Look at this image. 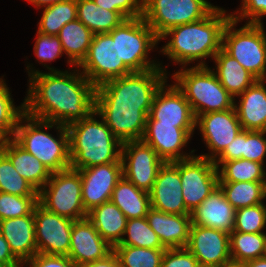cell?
I'll use <instances>...</instances> for the list:
<instances>
[{"instance_id": "cell-1", "label": "cell", "mask_w": 266, "mask_h": 267, "mask_svg": "<svg viewBox=\"0 0 266 267\" xmlns=\"http://www.w3.org/2000/svg\"><path fill=\"white\" fill-rule=\"evenodd\" d=\"M26 69L29 88L24 107L28 115L67 126L95 110L96 87L77 66L72 68L73 72L45 73L33 69L30 64Z\"/></svg>"}, {"instance_id": "cell-2", "label": "cell", "mask_w": 266, "mask_h": 267, "mask_svg": "<svg viewBox=\"0 0 266 267\" xmlns=\"http://www.w3.org/2000/svg\"><path fill=\"white\" fill-rule=\"evenodd\" d=\"M226 13L227 10L216 6L199 21L168 29L161 35L159 42L169 36L171 39L159 52L182 67L194 61H199L195 66H207L205 59H213L222 48L223 30L231 18V13Z\"/></svg>"}, {"instance_id": "cell-3", "label": "cell", "mask_w": 266, "mask_h": 267, "mask_svg": "<svg viewBox=\"0 0 266 267\" xmlns=\"http://www.w3.org/2000/svg\"><path fill=\"white\" fill-rule=\"evenodd\" d=\"M98 116L99 119H96ZM72 169H84L121 161L122 143L94 110L86 118L66 126Z\"/></svg>"}, {"instance_id": "cell-4", "label": "cell", "mask_w": 266, "mask_h": 267, "mask_svg": "<svg viewBox=\"0 0 266 267\" xmlns=\"http://www.w3.org/2000/svg\"><path fill=\"white\" fill-rule=\"evenodd\" d=\"M44 128H55L59 133L58 138ZM13 139L52 173L71 167L69 134L64 125L35 118L24 112L18 120Z\"/></svg>"}, {"instance_id": "cell-5", "label": "cell", "mask_w": 266, "mask_h": 267, "mask_svg": "<svg viewBox=\"0 0 266 267\" xmlns=\"http://www.w3.org/2000/svg\"><path fill=\"white\" fill-rule=\"evenodd\" d=\"M176 86L183 92L191 105L195 117L210 112L229 110L235 99L221 85L216 74L208 65L181 67L172 74Z\"/></svg>"}, {"instance_id": "cell-6", "label": "cell", "mask_w": 266, "mask_h": 267, "mask_svg": "<svg viewBox=\"0 0 266 267\" xmlns=\"http://www.w3.org/2000/svg\"><path fill=\"white\" fill-rule=\"evenodd\" d=\"M232 17L224 27L222 48L258 80H266V32L263 24L247 23L235 28Z\"/></svg>"}, {"instance_id": "cell-7", "label": "cell", "mask_w": 266, "mask_h": 267, "mask_svg": "<svg viewBox=\"0 0 266 267\" xmlns=\"http://www.w3.org/2000/svg\"><path fill=\"white\" fill-rule=\"evenodd\" d=\"M167 74L163 68H155L106 81L96 87L95 103L141 104V108H151Z\"/></svg>"}, {"instance_id": "cell-8", "label": "cell", "mask_w": 266, "mask_h": 267, "mask_svg": "<svg viewBox=\"0 0 266 267\" xmlns=\"http://www.w3.org/2000/svg\"><path fill=\"white\" fill-rule=\"evenodd\" d=\"M82 183L79 170L71 167L51 174L38 191V203L49 212L72 220L86 218L82 201Z\"/></svg>"}, {"instance_id": "cell-9", "label": "cell", "mask_w": 266, "mask_h": 267, "mask_svg": "<svg viewBox=\"0 0 266 267\" xmlns=\"http://www.w3.org/2000/svg\"><path fill=\"white\" fill-rule=\"evenodd\" d=\"M158 43L159 38L143 17L126 19L118 26L119 62H123L132 72L162 67L167 72L159 61L148 57Z\"/></svg>"}, {"instance_id": "cell-10", "label": "cell", "mask_w": 266, "mask_h": 267, "mask_svg": "<svg viewBox=\"0 0 266 267\" xmlns=\"http://www.w3.org/2000/svg\"><path fill=\"white\" fill-rule=\"evenodd\" d=\"M77 68L95 87L132 73L119 62L118 26L109 33L94 34L87 55Z\"/></svg>"}, {"instance_id": "cell-11", "label": "cell", "mask_w": 266, "mask_h": 267, "mask_svg": "<svg viewBox=\"0 0 266 267\" xmlns=\"http://www.w3.org/2000/svg\"><path fill=\"white\" fill-rule=\"evenodd\" d=\"M215 7L207 0H143L142 17L160 38L172 27L203 19Z\"/></svg>"}, {"instance_id": "cell-12", "label": "cell", "mask_w": 266, "mask_h": 267, "mask_svg": "<svg viewBox=\"0 0 266 267\" xmlns=\"http://www.w3.org/2000/svg\"><path fill=\"white\" fill-rule=\"evenodd\" d=\"M172 163L179 169L183 200L191 213L219 186L217 167L197 154Z\"/></svg>"}, {"instance_id": "cell-13", "label": "cell", "mask_w": 266, "mask_h": 267, "mask_svg": "<svg viewBox=\"0 0 266 267\" xmlns=\"http://www.w3.org/2000/svg\"><path fill=\"white\" fill-rule=\"evenodd\" d=\"M121 161L123 176L137 188L149 192L164 161L143 140L122 143Z\"/></svg>"}, {"instance_id": "cell-14", "label": "cell", "mask_w": 266, "mask_h": 267, "mask_svg": "<svg viewBox=\"0 0 266 267\" xmlns=\"http://www.w3.org/2000/svg\"><path fill=\"white\" fill-rule=\"evenodd\" d=\"M150 110L141 104L95 103V111L121 143L142 140Z\"/></svg>"}, {"instance_id": "cell-15", "label": "cell", "mask_w": 266, "mask_h": 267, "mask_svg": "<svg viewBox=\"0 0 266 267\" xmlns=\"http://www.w3.org/2000/svg\"><path fill=\"white\" fill-rule=\"evenodd\" d=\"M196 129L200 130L202 139L209 149L208 154L199 156L214 161L241 132L235 108L210 112L196 117Z\"/></svg>"}, {"instance_id": "cell-16", "label": "cell", "mask_w": 266, "mask_h": 267, "mask_svg": "<svg viewBox=\"0 0 266 267\" xmlns=\"http://www.w3.org/2000/svg\"><path fill=\"white\" fill-rule=\"evenodd\" d=\"M34 222L38 253L68 256L74 220L49 212L38 203Z\"/></svg>"}, {"instance_id": "cell-17", "label": "cell", "mask_w": 266, "mask_h": 267, "mask_svg": "<svg viewBox=\"0 0 266 267\" xmlns=\"http://www.w3.org/2000/svg\"><path fill=\"white\" fill-rule=\"evenodd\" d=\"M165 81L156 92L146 122L176 124L179 128H195L196 117L191 105L176 84Z\"/></svg>"}, {"instance_id": "cell-18", "label": "cell", "mask_w": 266, "mask_h": 267, "mask_svg": "<svg viewBox=\"0 0 266 267\" xmlns=\"http://www.w3.org/2000/svg\"><path fill=\"white\" fill-rule=\"evenodd\" d=\"M229 237L223 231L191 224L186 248L201 267H223L232 263Z\"/></svg>"}, {"instance_id": "cell-19", "label": "cell", "mask_w": 266, "mask_h": 267, "mask_svg": "<svg viewBox=\"0 0 266 267\" xmlns=\"http://www.w3.org/2000/svg\"><path fill=\"white\" fill-rule=\"evenodd\" d=\"M194 130L196 129L179 128L176 124L146 122L142 140L149 144L164 162H173L194 156L195 150L187 154L182 150L191 140Z\"/></svg>"}, {"instance_id": "cell-20", "label": "cell", "mask_w": 266, "mask_h": 267, "mask_svg": "<svg viewBox=\"0 0 266 267\" xmlns=\"http://www.w3.org/2000/svg\"><path fill=\"white\" fill-rule=\"evenodd\" d=\"M79 172L83 206L88 213L111 200L113 189L123 177V165L122 162H114L79 169Z\"/></svg>"}, {"instance_id": "cell-21", "label": "cell", "mask_w": 266, "mask_h": 267, "mask_svg": "<svg viewBox=\"0 0 266 267\" xmlns=\"http://www.w3.org/2000/svg\"><path fill=\"white\" fill-rule=\"evenodd\" d=\"M149 197L151 207L156 210L168 214L191 215L183 200L179 169L172 162H164L159 168Z\"/></svg>"}, {"instance_id": "cell-22", "label": "cell", "mask_w": 266, "mask_h": 267, "mask_svg": "<svg viewBox=\"0 0 266 267\" xmlns=\"http://www.w3.org/2000/svg\"><path fill=\"white\" fill-rule=\"evenodd\" d=\"M113 251L86 217L73 222L68 257L76 267L105 258Z\"/></svg>"}, {"instance_id": "cell-23", "label": "cell", "mask_w": 266, "mask_h": 267, "mask_svg": "<svg viewBox=\"0 0 266 267\" xmlns=\"http://www.w3.org/2000/svg\"><path fill=\"white\" fill-rule=\"evenodd\" d=\"M236 209L227 201L217 186L211 194L191 212L192 224L213 228L231 234L234 231Z\"/></svg>"}, {"instance_id": "cell-24", "label": "cell", "mask_w": 266, "mask_h": 267, "mask_svg": "<svg viewBox=\"0 0 266 267\" xmlns=\"http://www.w3.org/2000/svg\"><path fill=\"white\" fill-rule=\"evenodd\" d=\"M146 218L166 249L187 246L191 215L168 214L151 207Z\"/></svg>"}, {"instance_id": "cell-25", "label": "cell", "mask_w": 266, "mask_h": 267, "mask_svg": "<svg viewBox=\"0 0 266 267\" xmlns=\"http://www.w3.org/2000/svg\"><path fill=\"white\" fill-rule=\"evenodd\" d=\"M2 235L21 263L27 262L38 253L34 211L30 215L2 220Z\"/></svg>"}, {"instance_id": "cell-26", "label": "cell", "mask_w": 266, "mask_h": 267, "mask_svg": "<svg viewBox=\"0 0 266 267\" xmlns=\"http://www.w3.org/2000/svg\"><path fill=\"white\" fill-rule=\"evenodd\" d=\"M266 80H257L245 92L234 108L244 130L266 131Z\"/></svg>"}, {"instance_id": "cell-27", "label": "cell", "mask_w": 266, "mask_h": 267, "mask_svg": "<svg viewBox=\"0 0 266 267\" xmlns=\"http://www.w3.org/2000/svg\"><path fill=\"white\" fill-rule=\"evenodd\" d=\"M1 151L10 159L20 176L31 183L37 191L50 179L52 172L13 138L4 140Z\"/></svg>"}, {"instance_id": "cell-28", "label": "cell", "mask_w": 266, "mask_h": 267, "mask_svg": "<svg viewBox=\"0 0 266 267\" xmlns=\"http://www.w3.org/2000/svg\"><path fill=\"white\" fill-rule=\"evenodd\" d=\"M212 60L216 64L213 72L216 74L221 85L234 99L258 80L223 48L215 54Z\"/></svg>"}, {"instance_id": "cell-29", "label": "cell", "mask_w": 266, "mask_h": 267, "mask_svg": "<svg viewBox=\"0 0 266 267\" xmlns=\"http://www.w3.org/2000/svg\"><path fill=\"white\" fill-rule=\"evenodd\" d=\"M87 218L94 225L101 237L112 247L123 239L127 218L110 200L88 212Z\"/></svg>"}, {"instance_id": "cell-30", "label": "cell", "mask_w": 266, "mask_h": 267, "mask_svg": "<svg viewBox=\"0 0 266 267\" xmlns=\"http://www.w3.org/2000/svg\"><path fill=\"white\" fill-rule=\"evenodd\" d=\"M266 131L244 130L226 146L225 150L214 161L246 159L265 164Z\"/></svg>"}, {"instance_id": "cell-31", "label": "cell", "mask_w": 266, "mask_h": 267, "mask_svg": "<svg viewBox=\"0 0 266 267\" xmlns=\"http://www.w3.org/2000/svg\"><path fill=\"white\" fill-rule=\"evenodd\" d=\"M111 201L123 212L127 220L146 217L151 208L149 192L137 188L124 176L113 189Z\"/></svg>"}, {"instance_id": "cell-32", "label": "cell", "mask_w": 266, "mask_h": 267, "mask_svg": "<svg viewBox=\"0 0 266 267\" xmlns=\"http://www.w3.org/2000/svg\"><path fill=\"white\" fill-rule=\"evenodd\" d=\"M63 52L67 55V63L78 66L86 57L94 33L78 19L66 23L57 35Z\"/></svg>"}, {"instance_id": "cell-33", "label": "cell", "mask_w": 266, "mask_h": 267, "mask_svg": "<svg viewBox=\"0 0 266 267\" xmlns=\"http://www.w3.org/2000/svg\"><path fill=\"white\" fill-rule=\"evenodd\" d=\"M77 19L94 34L109 33L126 20L119 12L99 7L93 0H77Z\"/></svg>"}, {"instance_id": "cell-34", "label": "cell", "mask_w": 266, "mask_h": 267, "mask_svg": "<svg viewBox=\"0 0 266 267\" xmlns=\"http://www.w3.org/2000/svg\"><path fill=\"white\" fill-rule=\"evenodd\" d=\"M213 162L217 167L219 182L266 181L265 166L262 163L242 158Z\"/></svg>"}, {"instance_id": "cell-35", "label": "cell", "mask_w": 266, "mask_h": 267, "mask_svg": "<svg viewBox=\"0 0 266 267\" xmlns=\"http://www.w3.org/2000/svg\"><path fill=\"white\" fill-rule=\"evenodd\" d=\"M229 244L232 263L243 264L266 256V233L233 231L229 237Z\"/></svg>"}, {"instance_id": "cell-36", "label": "cell", "mask_w": 266, "mask_h": 267, "mask_svg": "<svg viewBox=\"0 0 266 267\" xmlns=\"http://www.w3.org/2000/svg\"><path fill=\"white\" fill-rule=\"evenodd\" d=\"M227 201L236 209L264 203L266 181L219 182Z\"/></svg>"}, {"instance_id": "cell-37", "label": "cell", "mask_w": 266, "mask_h": 267, "mask_svg": "<svg viewBox=\"0 0 266 267\" xmlns=\"http://www.w3.org/2000/svg\"><path fill=\"white\" fill-rule=\"evenodd\" d=\"M38 23V32L58 35L61 28L77 19V0H67L44 7Z\"/></svg>"}, {"instance_id": "cell-38", "label": "cell", "mask_w": 266, "mask_h": 267, "mask_svg": "<svg viewBox=\"0 0 266 267\" xmlns=\"http://www.w3.org/2000/svg\"><path fill=\"white\" fill-rule=\"evenodd\" d=\"M113 252L121 267H161L165 249H151L129 245H116Z\"/></svg>"}, {"instance_id": "cell-39", "label": "cell", "mask_w": 266, "mask_h": 267, "mask_svg": "<svg viewBox=\"0 0 266 267\" xmlns=\"http://www.w3.org/2000/svg\"><path fill=\"white\" fill-rule=\"evenodd\" d=\"M118 245L166 249L160 242L158 235L149 226L146 217L127 220L124 237Z\"/></svg>"}, {"instance_id": "cell-40", "label": "cell", "mask_w": 266, "mask_h": 267, "mask_svg": "<svg viewBox=\"0 0 266 267\" xmlns=\"http://www.w3.org/2000/svg\"><path fill=\"white\" fill-rule=\"evenodd\" d=\"M4 78H0V135L5 139L14 137L15 129L21 115L25 112L24 101L15 106Z\"/></svg>"}, {"instance_id": "cell-41", "label": "cell", "mask_w": 266, "mask_h": 267, "mask_svg": "<svg viewBox=\"0 0 266 267\" xmlns=\"http://www.w3.org/2000/svg\"><path fill=\"white\" fill-rule=\"evenodd\" d=\"M0 192L17 196H38V191L20 176L2 151H0Z\"/></svg>"}, {"instance_id": "cell-42", "label": "cell", "mask_w": 266, "mask_h": 267, "mask_svg": "<svg viewBox=\"0 0 266 267\" xmlns=\"http://www.w3.org/2000/svg\"><path fill=\"white\" fill-rule=\"evenodd\" d=\"M266 205L264 203L236 210L234 231L243 233H265Z\"/></svg>"}, {"instance_id": "cell-43", "label": "cell", "mask_w": 266, "mask_h": 267, "mask_svg": "<svg viewBox=\"0 0 266 267\" xmlns=\"http://www.w3.org/2000/svg\"><path fill=\"white\" fill-rule=\"evenodd\" d=\"M38 204V196H17L0 192V219L30 215Z\"/></svg>"}, {"instance_id": "cell-44", "label": "cell", "mask_w": 266, "mask_h": 267, "mask_svg": "<svg viewBox=\"0 0 266 267\" xmlns=\"http://www.w3.org/2000/svg\"><path fill=\"white\" fill-rule=\"evenodd\" d=\"M36 41L34 45V54L37 57L38 63H41L47 67L48 71H61L56 70L49 65H46L48 62H52L57 58L63 56V49L60 42V39L57 35H48L43 34L37 31ZM40 61V62H39ZM45 62V64H43Z\"/></svg>"}, {"instance_id": "cell-45", "label": "cell", "mask_w": 266, "mask_h": 267, "mask_svg": "<svg viewBox=\"0 0 266 267\" xmlns=\"http://www.w3.org/2000/svg\"><path fill=\"white\" fill-rule=\"evenodd\" d=\"M238 9L231 13L233 19L238 22L247 19V23L263 24L262 17L266 16V0H242Z\"/></svg>"}, {"instance_id": "cell-46", "label": "cell", "mask_w": 266, "mask_h": 267, "mask_svg": "<svg viewBox=\"0 0 266 267\" xmlns=\"http://www.w3.org/2000/svg\"><path fill=\"white\" fill-rule=\"evenodd\" d=\"M99 7L117 11L126 19L142 17L143 0H93Z\"/></svg>"}, {"instance_id": "cell-47", "label": "cell", "mask_w": 266, "mask_h": 267, "mask_svg": "<svg viewBox=\"0 0 266 267\" xmlns=\"http://www.w3.org/2000/svg\"><path fill=\"white\" fill-rule=\"evenodd\" d=\"M161 267H201L198 260L186 248H167L162 256Z\"/></svg>"}, {"instance_id": "cell-48", "label": "cell", "mask_w": 266, "mask_h": 267, "mask_svg": "<svg viewBox=\"0 0 266 267\" xmlns=\"http://www.w3.org/2000/svg\"><path fill=\"white\" fill-rule=\"evenodd\" d=\"M25 264L29 267H76L68 256L43 253H37L32 259L25 262Z\"/></svg>"}, {"instance_id": "cell-49", "label": "cell", "mask_w": 266, "mask_h": 267, "mask_svg": "<svg viewBox=\"0 0 266 267\" xmlns=\"http://www.w3.org/2000/svg\"><path fill=\"white\" fill-rule=\"evenodd\" d=\"M21 262L13 255L8 242L0 235V267H15Z\"/></svg>"}, {"instance_id": "cell-50", "label": "cell", "mask_w": 266, "mask_h": 267, "mask_svg": "<svg viewBox=\"0 0 266 267\" xmlns=\"http://www.w3.org/2000/svg\"><path fill=\"white\" fill-rule=\"evenodd\" d=\"M78 267H121V265L117 256L112 251L108 256L103 259L86 263Z\"/></svg>"}, {"instance_id": "cell-51", "label": "cell", "mask_w": 266, "mask_h": 267, "mask_svg": "<svg viewBox=\"0 0 266 267\" xmlns=\"http://www.w3.org/2000/svg\"><path fill=\"white\" fill-rule=\"evenodd\" d=\"M33 4L37 9L51 6L52 4H57L59 2H64L67 0H26Z\"/></svg>"}, {"instance_id": "cell-52", "label": "cell", "mask_w": 266, "mask_h": 267, "mask_svg": "<svg viewBox=\"0 0 266 267\" xmlns=\"http://www.w3.org/2000/svg\"><path fill=\"white\" fill-rule=\"evenodd\" d=\"M242 265L243 267H266V256L247 261Z\"/></svg>"}, {"instance_id": "cell-53", "label": "cell", "mask_w": 266, "mask_h": 267, "mask_svg": "<svg viewBox=\"0 0 266 267\" xmlns=\"http://www.w3.org/2000/svg\"><path fill=\"white\" fill-rule=\"evenodd\" d=\"M223 267H243V265L237 264V263H230V264L224 265Z\"/></svg>"}, {"instance_id": "cell-54", "label": "cell", "mask_w": 266, "mask_h": 267, "mask_svg": "<svg viewBox=\"0 0 266 267\" xmlns=\"http://www.w3.org/2000/svg\"><path fill=\"white\" fill-rule=\"evenodd\" d=\"M4 140L5 139L0 135V151L2 149V145H3Z\"/></svg>"}, {"instance_id": "cell-55", "label": "cell", "mask_w": 266, "mask_h": 267, "mask_svg": "<svg viewBox=\"0 0 266 267\" xmlns=\"http://www.w3.org/2000/svg\"><path fill=\"white\" fill-rule=\"evenodd\" d=\"M23 266L29 267V266H27V264H25V263H20L19 265L15 266V267H23Z\"/></svg>"}, {"instance_id": "cell-56", "label": "cell", "mask_w": 266, "mask_h": 267, "mask_svg": "<svg viewBox=\"0 0 266 267\" xmlns=\"http://www.w3.org/2000/svg\"><path fill=\"white\" fill-rule=\"evenodd\" d=\"M0 235H2V220L0 219Z\"/></svg>"}]
</instances>
